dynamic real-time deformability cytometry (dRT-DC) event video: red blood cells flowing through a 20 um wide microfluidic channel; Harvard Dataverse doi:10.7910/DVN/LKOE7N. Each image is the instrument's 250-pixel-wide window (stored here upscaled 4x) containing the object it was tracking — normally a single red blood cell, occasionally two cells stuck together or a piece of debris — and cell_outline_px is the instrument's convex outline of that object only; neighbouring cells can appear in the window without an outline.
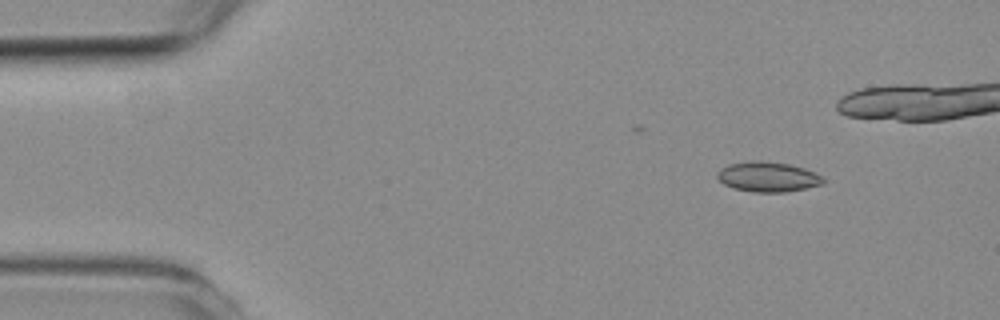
{"species": "common noctule bat (a hibernating species)", "species_latin": "Nyctalus noctula", "temperature_condition": "room temperature", "stored_images_in_passage": 4, "camera_frame_rate_fps": 3000, "um_per_image_px": 0.085, "animal": {"sex": "female", "body_mass_g": 19.3, "forearm_length_mm": 54.1}, "frame": {"image": 1, "passage_image": 1, "time_ms": 0.0, "image_size_px": [1000, 320], "cell_outline_px": [[824, 184], [784, 192], [752, 192], [736, 188], [724, 184], [716, 176], [716, 172], [720, 168], [728, 164], [752, 160], [760, 160], [788, 164], [804, 168], [824, 176]], "centroid_in_image_um": [65.26, 15.02], "position_along_channel_um": 19.7, "area_um2": 18.55}}